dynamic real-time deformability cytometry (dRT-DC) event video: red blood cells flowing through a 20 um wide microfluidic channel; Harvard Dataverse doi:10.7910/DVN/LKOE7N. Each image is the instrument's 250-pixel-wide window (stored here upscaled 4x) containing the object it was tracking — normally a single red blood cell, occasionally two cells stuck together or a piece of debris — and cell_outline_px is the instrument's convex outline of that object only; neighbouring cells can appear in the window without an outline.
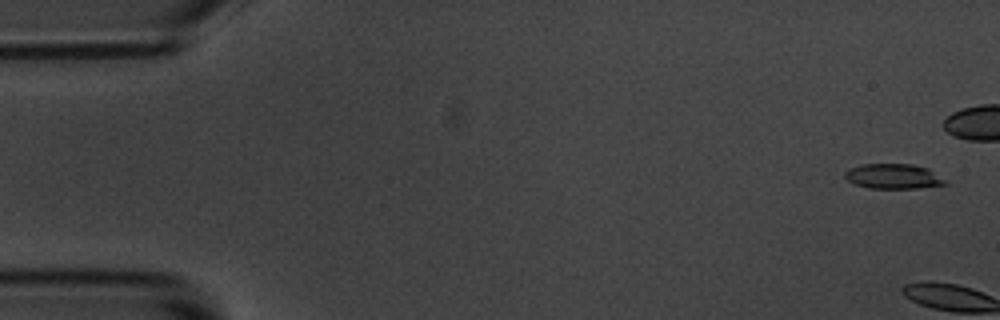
{"species": "common noctule bat (a hibernating species)", "species_latin": "Nyctalus noctula", "temperature_condition": "room temperature", "stored_images_in_passage": 6, "camera_frame_rate_fps": 3000, "um_per_image_px": 0.085, "animal": {"sex": "male", "body_mass_g": 20.1, "forearm_length_mm": 53.5}, "frame": {"image": 1, "passage_image": 1, "time_ms": 0.0, "image_size_px": [1000, 320], "cell_outline_px": [[948, 184], [916, 188], [868, 188], [856, 184], [848, 180], [844, 176], [844, 172], [860, 164], [912, 164], [928, 168], [944, 180]], "centroid_in_image_um": [75.91, 14.98], "position_along_channel_um": 9.1, "area_um2": 14.39}}